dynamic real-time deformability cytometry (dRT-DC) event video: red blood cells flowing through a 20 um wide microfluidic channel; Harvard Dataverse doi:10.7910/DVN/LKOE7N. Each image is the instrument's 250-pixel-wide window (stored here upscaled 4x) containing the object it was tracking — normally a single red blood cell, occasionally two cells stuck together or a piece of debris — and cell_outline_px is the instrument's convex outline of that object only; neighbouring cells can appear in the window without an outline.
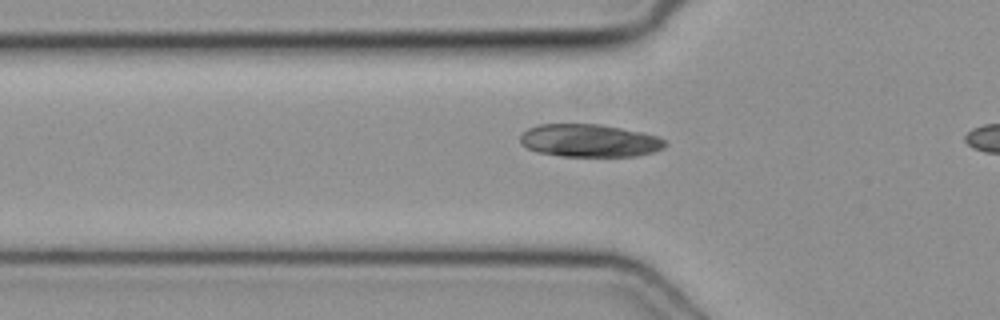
{"species": "common noctule bat (a hibernating species)", "species_latin": "Nyctalus noctula", "temperature_condition": "cold", "stored_images_in_passage": 27, "camera_frame_rate_fps": 3000, "um_per_image_px": 0.085, "animal": {"sex": "female", "body_mass_g": 19.3, "forearm_length_mm": 54.1}, "frame": {"image": 1, "passage_image": 4, "time_ms": 1.0, "image_size_px": [1000, 320], "cell_outline_px": [[668, 144], [664, 148], [652, 152], [636, 156], [560, 156], [536, 152], [520, 144], [520, 136], [528, 128], [540, 124], [600, 124], [640, 132], [656, 136], [664, 140]], "centroid_in_image_um": [50.07, 11.95], "position_along_channel_um": 75.7, "area_um2": 27.63}}
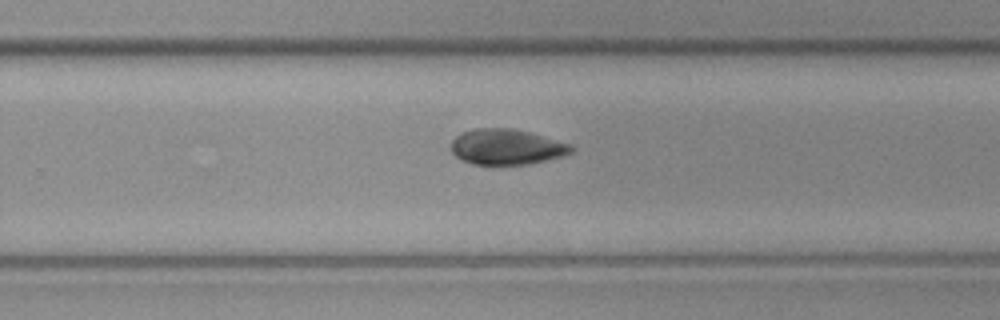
{"frame": {"image": 2, "passage_image": 19, "time_ms": 6.0, "image_size_px": [1000, 320], "cell_outline_px": [[576, 148], [572, 152], [560, 156], [532, 164], [500, 168], [472, 164], [460, 160], [452, 152], [452, 140], [460, 132], [476, 128], [512, 128], [528, 132], [572, 144]], "centroid_in_image_um": [43.04, 12.53], "position_along_channel_um": 286.8, "area_um2": 25.78}}
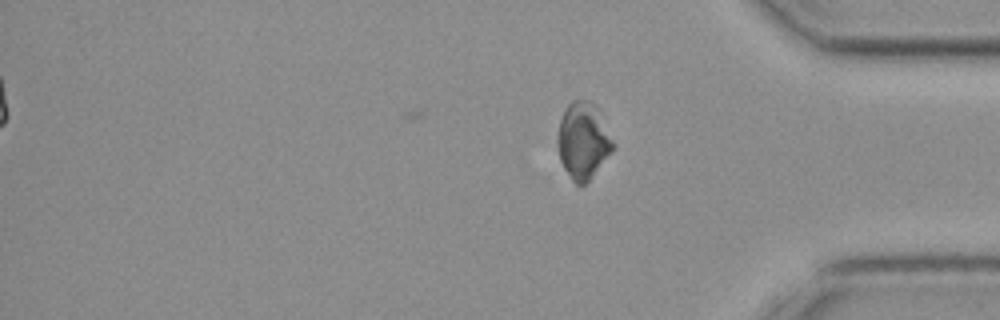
{"frame": {"image": 3, "passage_image": 27, "time_ms": 8.667, "image_size_px": [1000, 320], "cell_outline_px": [[616, 144], [612, 152], [588, 180], [584, 184], [576, 184], [572, 180], [564, 168], [560, 160], [556, 144], [556, 136], [560, 120], [568, 104], [572, 100], [588, 100], [596, 104]], "centroid_in_image_um": [49.57, 11.93], "position_along_channel_um": 385.6, "area_um2": 24.91}}